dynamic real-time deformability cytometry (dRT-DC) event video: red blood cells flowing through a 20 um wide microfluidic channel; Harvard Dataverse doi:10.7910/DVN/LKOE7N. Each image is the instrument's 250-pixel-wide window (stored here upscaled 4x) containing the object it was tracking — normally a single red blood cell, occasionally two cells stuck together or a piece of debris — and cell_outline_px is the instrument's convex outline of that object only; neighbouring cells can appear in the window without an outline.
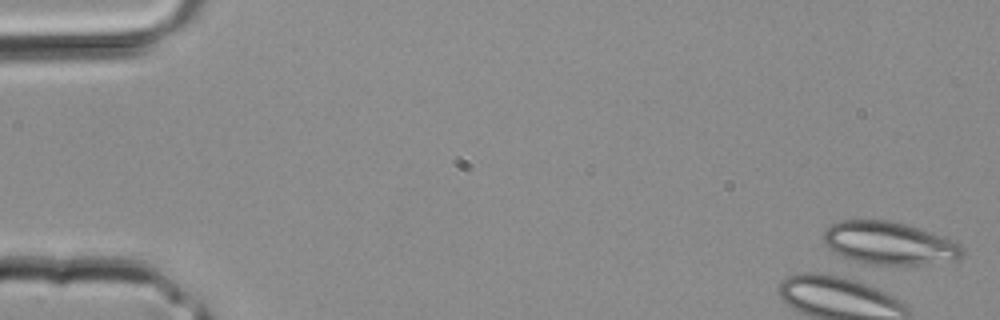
{"species": "common noctule bat (a hibernating species)", "species_latin": "Nyctalus noctula", "temperature_condition": "room temperature", "stored_images_in_passage": 2, "camera_frame_rate_fps": 3000, "um_per_image_px": 0.085, "animal": {"sex": "male", "body_mass_g": 20.4}, "frame": {"image": 1, "passage_image": 1, "time_ms": 0.0, "image_size_px": [1000, 320], "cell_outline_px": [[964, 252], [956, 260], [924, 264], [876, 264], [856, 260], [832, 252], [824, 244], [824, 232], [832, 224], [840, 220], [888, 220], [904, 224], [940, 236], [960, 244], [964, 248]], "centroid_in_image_um": [75.56, 20.67], "position_along_channel_um": 9.4, "area_um2": 33.93}}